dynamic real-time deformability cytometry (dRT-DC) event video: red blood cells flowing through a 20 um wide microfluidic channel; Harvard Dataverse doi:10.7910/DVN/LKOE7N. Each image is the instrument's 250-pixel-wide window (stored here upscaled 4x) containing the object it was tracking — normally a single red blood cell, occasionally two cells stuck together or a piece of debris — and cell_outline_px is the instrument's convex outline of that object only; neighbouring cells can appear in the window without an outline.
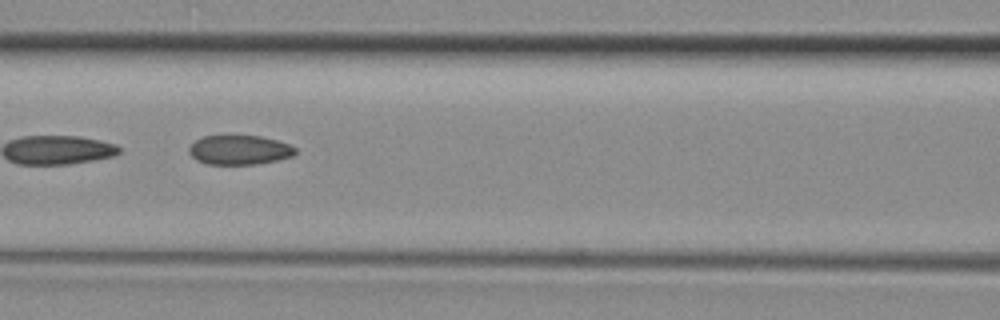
{"species": "common noctule bat (a hibernating species)", "species_latin": "Nyctalus noctula", "temperature_condition": "room temperature", "stored_images_in_passage": 37, "camera_frame_rate_fps": 3000, "um_per_image_px": 0.085, "animal": {"sex": "female", "body_mass_g": 29.2, "forearm_length_mm": 56.3}, "frame": {"image": 1, "passage_image": 18, "time_ms": 5.667, "image_size_px": [1000, 320], "cell_outline_px": [[296, 152], [292, 156], [276, 160], [256, 164], [208, 164], [196, 160], [188, 152], [188, 148], [196, 140], [204, 136], [260, 136], [276, 140], [288, 144], [296, 148]], "centroid_in_image_um": [20.33, 12.75], "position_along_channel_um": 146.3, "area_um2": 18.03}}
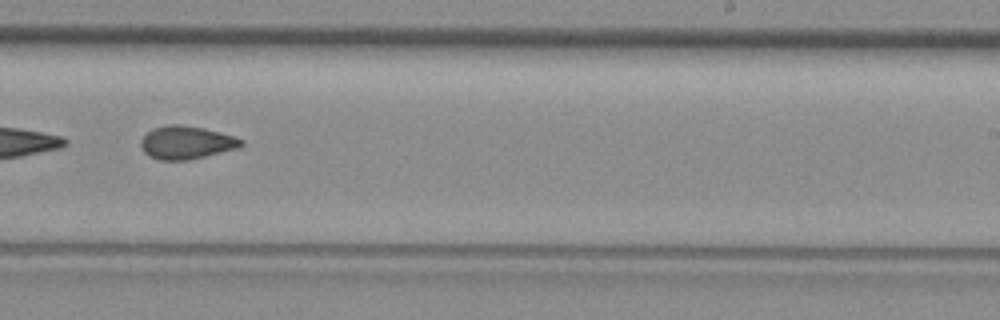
{"frame": {"image": 2, "passage_image": 26, "time_ms": 8.333, "image_size_px": [1000, 320], "cell_outline_px": [[244, 144], [236, 148], [188, 160], [160, 160], [148, 156], [144, 152], [140, 144], [140, 140], [152, 128], [168, 124], [180, 124], [204, 128], [232, 136], [244, 140]], "centroid_in_image_um": [15.79, 12.11], "position_along_channel_um": 273.2, "area_um2": 19.19}}
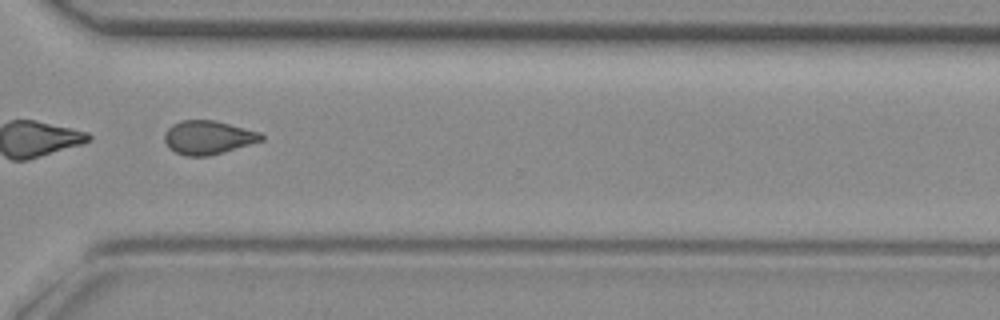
{"frame": {"image": 3, "passage_image": 31, "time_ms": 10.0, "image_size_px": [1000, 320], "cell_outline_px": [[264, 140], [224, 152], [208, 156], [188, 156], [176, 152], [168, 148], [164, 140], [164, 132], [172, 124], [180, 120], [216, 120], [260, 132], [264, 136]], "centroid_in_image_um": [17.68, 11.67], "position_along_channel_um": 352.9, "area_um2": 19.13}}